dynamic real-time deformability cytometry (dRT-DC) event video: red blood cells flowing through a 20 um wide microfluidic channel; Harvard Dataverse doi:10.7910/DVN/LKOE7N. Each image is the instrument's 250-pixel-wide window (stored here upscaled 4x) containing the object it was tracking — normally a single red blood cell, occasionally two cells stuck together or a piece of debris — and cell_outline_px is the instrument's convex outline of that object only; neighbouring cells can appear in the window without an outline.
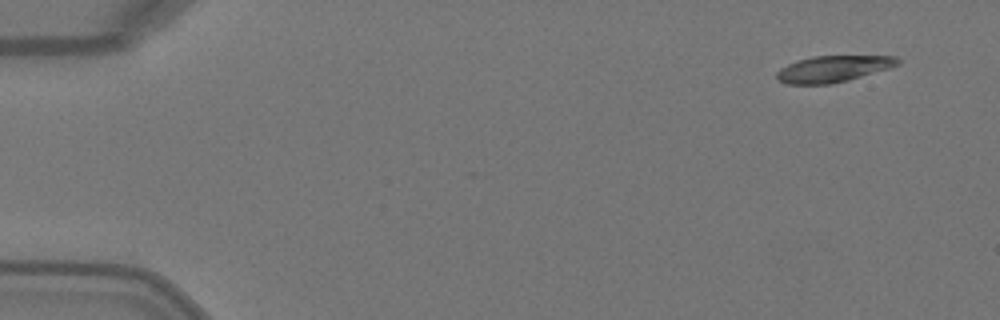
{"species": "Egyptian fruit bat (a non-hibernating species)", "species_latin": "Rousettus aegyptiacus", "temperature_condition": "warm", "stored_images_in_passage": 4, "camera_frame_rate_fps": 3000, "um_per_image_px": 0.085, "animal": {"sex": "female"}, "frame": {"image": 1, "passage_image": 1, "time_ms": 0.0, "image_size_px": [1000, 320], "cell_outline_px": [[900, 64], [888, 68], [848, 80], [832, 84], [788, 84], [776, 80], [776, 72], [780, 68], [788, 64], [812, 56], [896, 56], [900, 60]], "centroid_in_image_um": [70.79, 5.86], "position_along_channel_um": 14.2, "area_um2": 18.5}}